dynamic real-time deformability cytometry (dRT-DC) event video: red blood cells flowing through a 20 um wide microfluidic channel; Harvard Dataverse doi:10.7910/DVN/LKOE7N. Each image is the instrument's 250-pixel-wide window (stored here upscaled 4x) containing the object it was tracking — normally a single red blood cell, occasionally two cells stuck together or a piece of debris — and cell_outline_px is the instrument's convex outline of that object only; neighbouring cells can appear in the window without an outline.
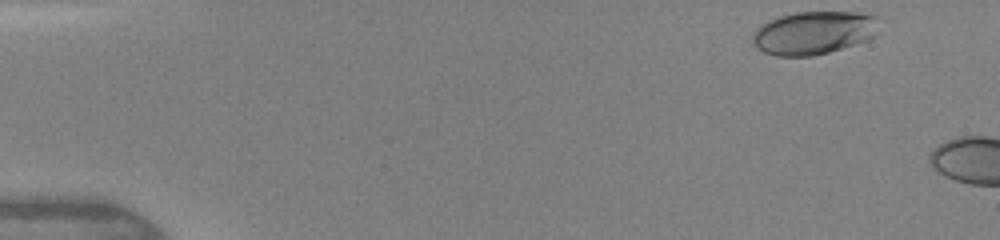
{"species": "human", "species_latin": "Homo sapiens", "temperature_condition": "warm", "stored_images_in_passage": 3, "camera_frame_rate_fps": 3000, "um_per_image_px": 0.085, "donor": {"sex": "female"}, "frame": {"image": 1, "passage_image": 1, "time_ms": 0.0, "image_size_px": [1000, 240], "cell_outline_px": [[876, 16], [872, 36], [868, 40], [828, 52], [812, 56], [776, 56], [764, 52], [756, 48], [752, 40], [752, 36], [756, 28], [780, 16], [796, 12], [856, 12]], "centroid_in_image_um": [69.09, 2.8], "position_along_channel_um": 15.9, "area_um2": 31.21}}